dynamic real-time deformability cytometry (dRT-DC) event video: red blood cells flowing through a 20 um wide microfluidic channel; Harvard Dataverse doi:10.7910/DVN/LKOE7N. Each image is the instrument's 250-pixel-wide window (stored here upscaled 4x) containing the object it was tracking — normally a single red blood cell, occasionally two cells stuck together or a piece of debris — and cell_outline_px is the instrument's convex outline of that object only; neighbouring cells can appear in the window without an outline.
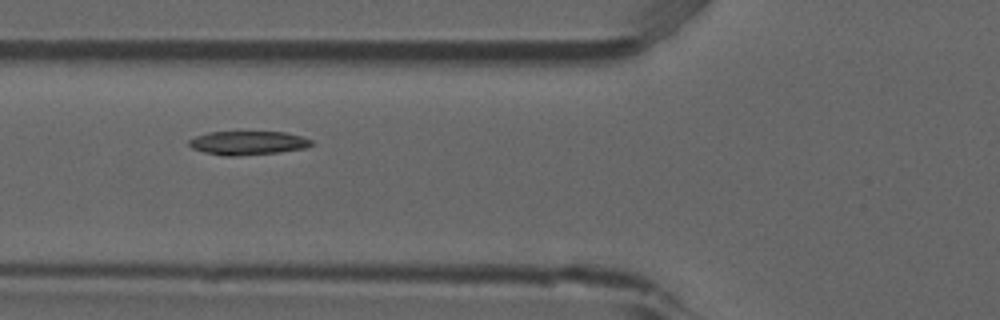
{"species": "common noctule bat (a hibernating species)", "species_latin": "Nyctalus noctula", "temperature_condition": "room temperature", "stored_images_in_passage": 8, "camera_frame_rate_fps": 3000, "um_per_image_px": 0.085, "animal": {"sex": "male", "forearm_length_mm": 52.5}, "frame": {"image": 1, "passage_image": 6, "time_ms": 1.667, "image_size_px": [1000, 320], "cell_outline_px": [[312, 144], [308, 148], [280, 152], [236, 156], [224, 156], [204, 152], [192, 148], [188, 144], [188, 140], [196, 136], [208, 132], [284, 132], [300, 136], [312, 140]], "centroid_in_image_um": [21.06, 12.15], "position_along_channel_um": 104.7, "area_um2": 16.99}}
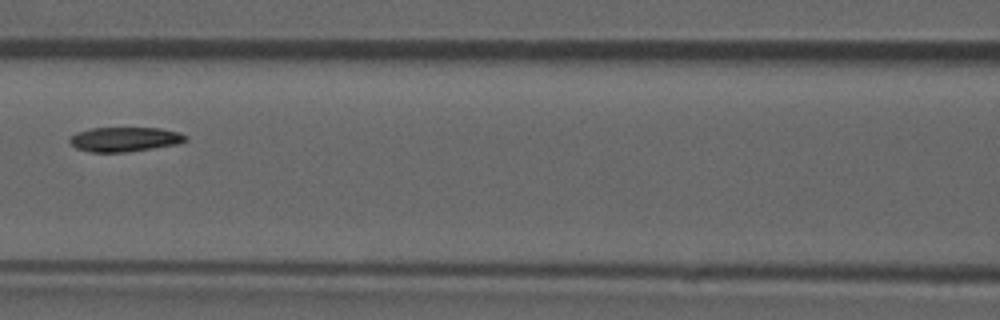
{"frame": {"image": 2, "passage_image": 7, "time_ms": 2.0, "image_size_px": [1000, 320], "cell_outline_px": [[188, 140], [176, 144], [152, 148], [124, 152], [92, 152], [76, 148], [68, 140], [76, 132], [88, 128], [160, 128], [180, 132], [188, 136]], "centroid_in_image_um": [10.61, 11.83], "position_along_channel_um": 156.0, "area_um2": 16.53}}